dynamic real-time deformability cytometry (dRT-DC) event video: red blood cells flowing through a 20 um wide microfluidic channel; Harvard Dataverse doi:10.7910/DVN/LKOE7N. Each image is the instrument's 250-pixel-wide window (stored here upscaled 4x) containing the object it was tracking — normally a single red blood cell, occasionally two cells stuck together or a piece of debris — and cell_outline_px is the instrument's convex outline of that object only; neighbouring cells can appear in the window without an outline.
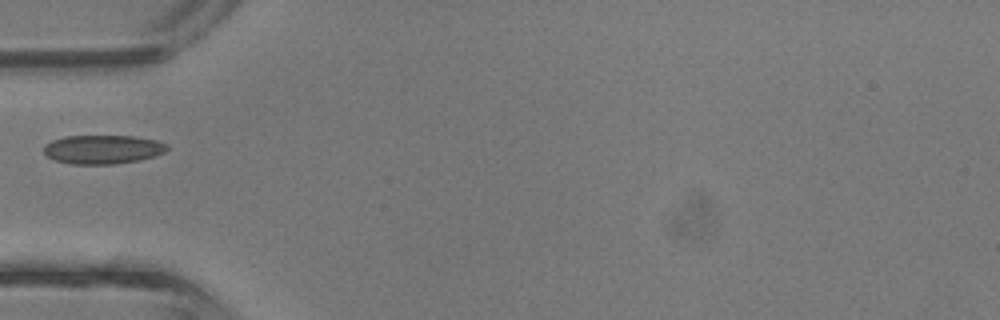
{"species": "common noctule bat (a hibernating species)", "species_latin": "Nyctalus noctula", "temperature_condition": "room temperature", "stored_images_in_passage": 29, "camera_frame_rate_fps": 3000, "um_per_image_px": 0.085, "animal": {"sex": "male", "body_mass_g": 13.3}, "frame": {"image": 1, "passage_image": 1, "time_ms": 0.0, "image_size_px": [1000, 320], "cell_outline_px": [[168, 148], [164, 152], [156, 156], [140, 160], [116, 164], [72, 164], [56, 160], [48, 156], [44, 152], [44, 144], [52, 140], [64, 136], [132, 136], [156, 140], [168, 144]], "centroid_in_image_um": [8.75, 12.7], "position_along_channel_um": 76.2, "area_um2": 20.81}}
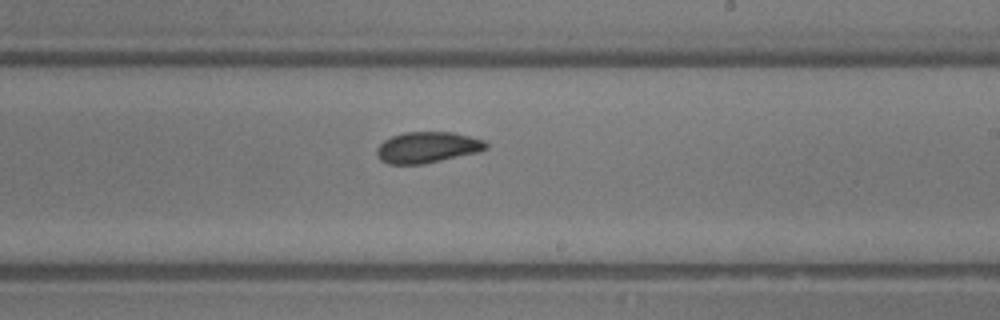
{"frame": {"image": 2, "passage_image": 12, "time_ms": 3.667, "image_size_px": [1000, 320], "cell_outline_px": [[488, 148], [480, 152], [424, 164], [388, 164], [380, 160], [376, 156], [376, 148], [384, 140], [392, 136], [404, 132], [452, 132], [484, 140], [488, 144]], "centroid_in_image_um": [36.32, 12.53], "position_along_channel_um": 252.7, "area_um2": 19.94}}
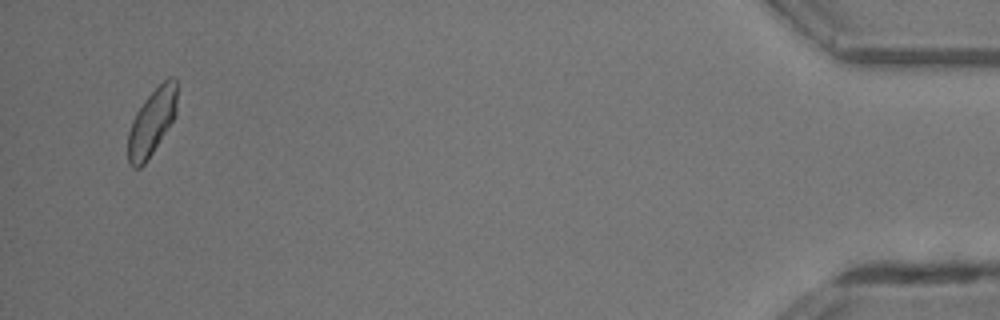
{"frame": {"image": 3, "passage_image": 28, "time_ms": 9.0, "image_size_px": [1000, 320], "cell_outline_px": [[176, 116], [144, 164], [140, 168], [132, 168], [128, 164], [128, 132], [132, 120], [136, 112], [144, 100], [168, 76], [176, 76]], "centroid_in_image_um": [12.9, 10.38], "position_along_channel_um": 422.3, "area_um2": 18.9}}